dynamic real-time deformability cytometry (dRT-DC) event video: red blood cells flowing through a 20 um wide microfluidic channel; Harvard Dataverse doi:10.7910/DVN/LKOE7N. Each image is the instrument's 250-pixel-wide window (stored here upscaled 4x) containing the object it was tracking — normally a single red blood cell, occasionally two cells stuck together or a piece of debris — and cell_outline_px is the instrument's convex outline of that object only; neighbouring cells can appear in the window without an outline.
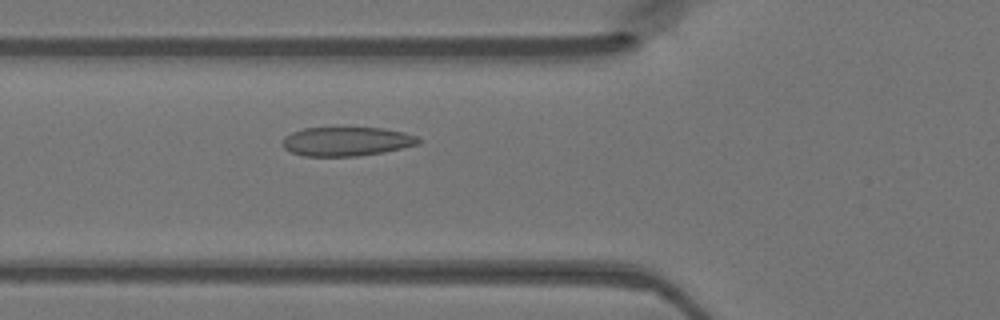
{"species": "Egyptian fruit bat (a non-hibernating species)", "species_latin": "Rousettus aegyptiacus", "temperature_condition": "warm", "stored_images_in_passage": 47, "camera_frame_rate_fps": 3000, "um_per_image_px": 0.085, "animal": {"sex": "female"}, "frame": {"image": 1, "passage_image": 16, "time_ms": 5.0, "image_size_px": [1000, 320], "cell_outline_px": [[424, 140], [420, 144], [384, 152], [360, 156], [304, 156], [292, 152], [284, 148], [280, 140], [284, 136], [292, 132], [304, 128], [380, 128], [404, 132], [416, 136]], "centroid_in_image_um": [29.47, 12.03], "position_along_channel_um": 96.3, "area_um2": 23.18}}
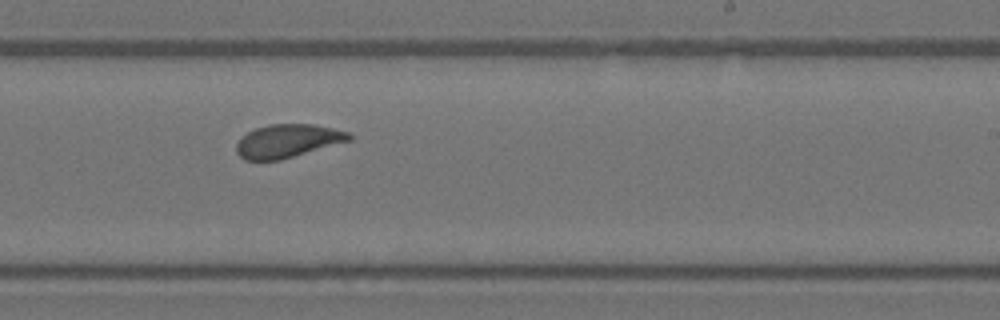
{"frame": {"image": 2, "passage_image": 28, "time_ms": 9.0, "image_size_px": [1000, 320], "cell_outline_px": [[352, 140], [280, 160], [244, 160], [236, 152], [236, 144], [248, 132], [256, 128], [268, 124], [312, 124], [332, 128], [348, 132], [352, 136]], "centroid_in_image_um": [24.45, 11.98], "position_along_channel_um": 264.5, "area_um2": 21.73}}
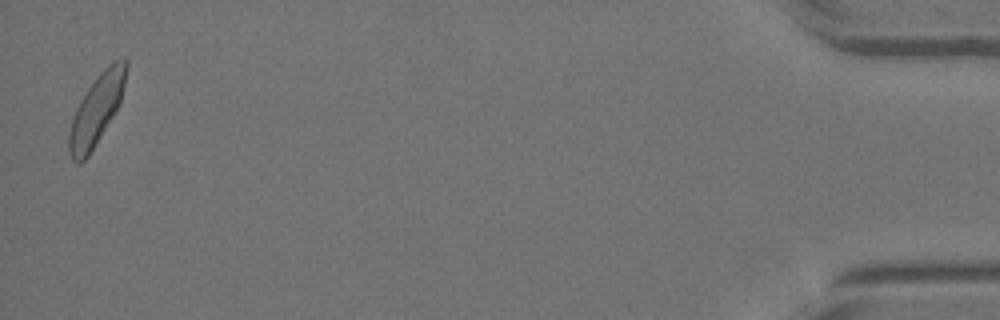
{"frame": {"image": 3, "passage_image": 46, "time_ms": 15.0, "image_size_px": [1000, 320], "cell_outline_px": [[128, 68], [120, 100], [112, 116], [88, 156], [80, 164], [76, 164], [72, 160], [68, 152], [68, 136], [72, 120], [76, 108], [80, 100], [88, 88], [100, 72], [108, 64], [124, 56], [128, 60]], "centroid_in_image_um": [8.19, 9.31], "position_along_channel_um": 427.0, "area_um2": 22.95}}